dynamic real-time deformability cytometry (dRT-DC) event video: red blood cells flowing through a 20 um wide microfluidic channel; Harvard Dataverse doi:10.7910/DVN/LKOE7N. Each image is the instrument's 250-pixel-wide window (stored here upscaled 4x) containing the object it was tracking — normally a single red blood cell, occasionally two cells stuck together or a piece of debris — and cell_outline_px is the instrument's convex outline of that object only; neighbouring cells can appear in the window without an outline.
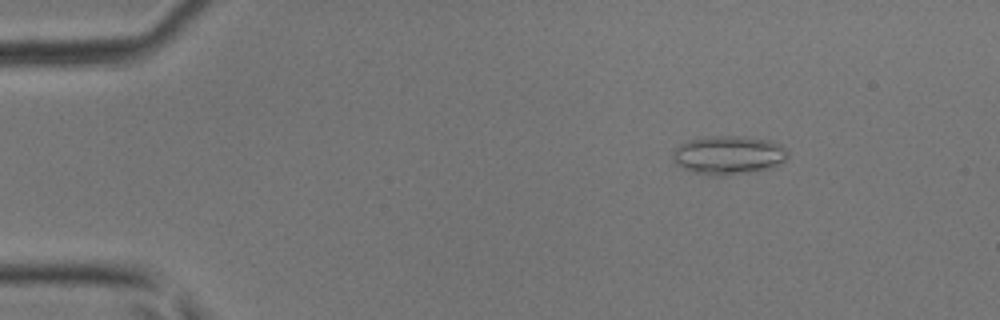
{"species": "common noctule bat (a hibernating species)", "species_latin": "Nyctalus noctula", "temperature_condition": "room temperature", "stored_images_in_passage": 46, "camera_frame_rate_fps": 3000, "um_per_image_px": 0.085, "animal": {"sex": "male", "body_mass_g": 17.9, "forearm_length_mm": 54.2}, "frame": {"image": 1, "passage_image": 7, "time_ms": 2.0, "image_size_px": [1000, 320], "cell_outline_px": [[788, 156], [784, 160], [772, 168], [724, 176], [708, 176], [692, 172], [676, 164], [672, 160], [672, 152], [680, 144], [688, 140], [708, 136], [736, 136], [768, 140], [780, 144], [788, 152]], "centroid_in_image_um": [61.88, 13.19], "position_along_channel_um": 23.1, "area_um2": 26.01}}
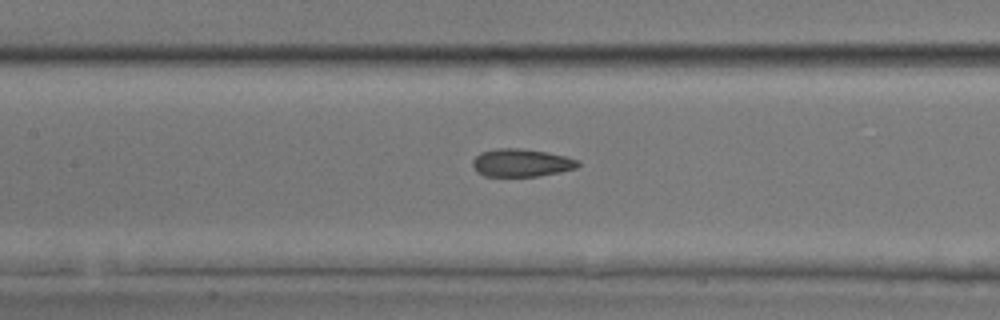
{"frame": {"image": 2, "passage_image": 22, "time_ms": 7.0, "image_size_px": [1000, 320], "cell_outline_px": [[580, 164], [576, 168], [560, 172], [540, 176], [484, 176], [472, 164], [472, 160], [480, 152], [496, 148], [520, 148], [548, 152], [580, 160]], "centroid_in_image_um": [44.34, 13.83], "position_along_channel_um": 163.1, "area_um2": 17.11}}
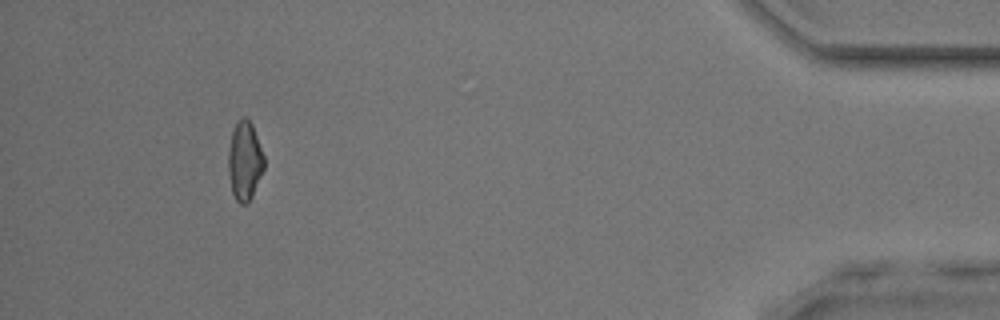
{"frame": {"image": 3, "passage_image": 43, "time_ms": 14.0, "image_size_px": [1000, 320], "cell_outline_px": [[264, 168], [252, 196], [244, 204], [240, 204], [236, 200], [232, 192], [228, 172], [228, 152], [232, 132], [236, 120], [244, 116], [252, 124], [264, 156]], "centroid_in_image_um": [20.78, 13.65], "position_along_channel_um": 414.4, "area_um2": 16.36}}